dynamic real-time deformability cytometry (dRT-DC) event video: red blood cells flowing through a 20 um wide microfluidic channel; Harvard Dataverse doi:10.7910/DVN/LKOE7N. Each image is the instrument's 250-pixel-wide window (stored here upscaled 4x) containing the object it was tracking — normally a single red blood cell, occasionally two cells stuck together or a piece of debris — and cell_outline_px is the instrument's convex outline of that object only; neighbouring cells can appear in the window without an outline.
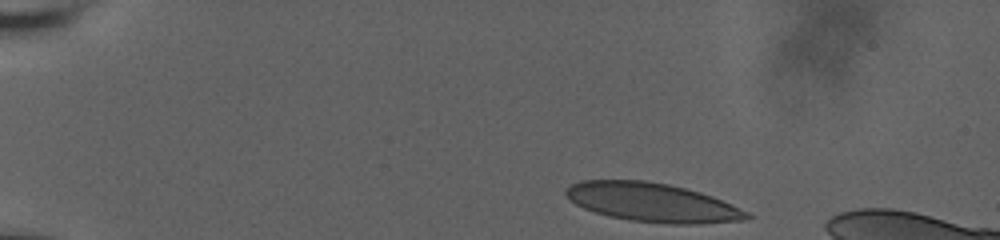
{"species": "human", "species_latin": "Homo sapiens", "temperature_condition": "room temperature", "stored_images_in_passage": 7, "camera_frame_rate_fps": 3000, "um_per_image_px": 0.085, "donor": {"sex": "male"}, "frame": {"image": 1, "passage_image": 1, "time_ms": 0.0, "image_size_px": [1000, 240], "cell_outline_px": [[752, 216], [740, 220], [700, 224], [668, 224], [628, 220], [608, 216], [584, 208], [576, 204], [564, 192], [572, 184], [580, 180], [644, 180], [668, 184], [700, 192], [712, 196], [748, 212]], "centroid_in_image_um": [55.43, 17.21], "position_along_channel_um": 29.6, "area_um2": 40.63}}
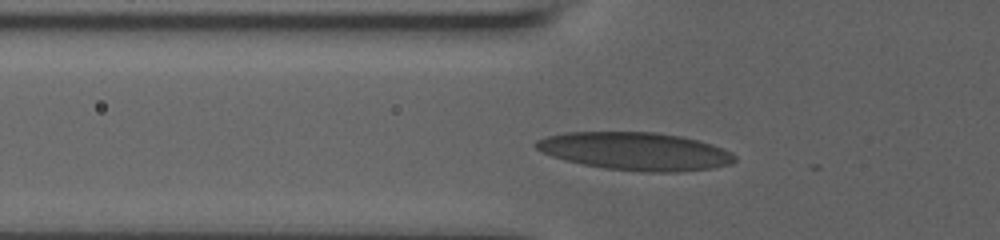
{"frame": {"image": 2, "passage_image": 6, "time_ms": 3.667, "image_size_px": [1000, 240], "cell_outline_px": [[736, 160], [732, 164], [712, 168], [676, 172], [644, 172], [604, 168], [564, 160], [552, 156], [536, 148], [532, 144], [536, 140], [544, 136], [564, 132], [656, 132], [680, 136], [700, 140], [724, 148], [732, 152], [736, 156]], "centroid_in_image_um": [54.02, 12.85], "position_along_channel_um": 71.8, "area_um2": 44.22}}